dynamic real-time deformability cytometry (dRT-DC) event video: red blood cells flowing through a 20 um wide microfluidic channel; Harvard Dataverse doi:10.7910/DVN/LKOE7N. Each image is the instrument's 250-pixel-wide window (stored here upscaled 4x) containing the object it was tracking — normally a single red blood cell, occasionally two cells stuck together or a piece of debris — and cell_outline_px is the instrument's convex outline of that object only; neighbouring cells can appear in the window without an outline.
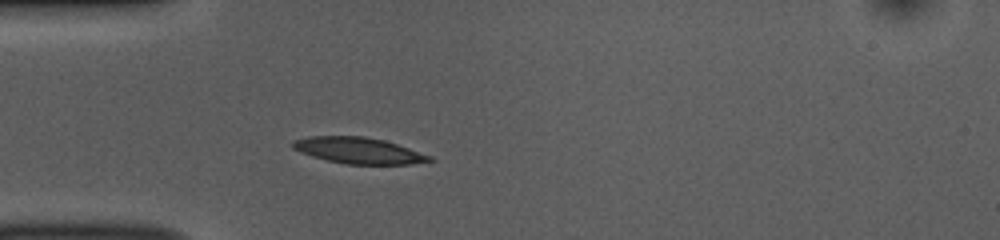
{"species": "common noctule bat (a hibernating species)", "species_latin": "Nyctalus noctula", "temperature_condition": "room temperature", "stored_images_in_passage": 38, "camera_frame_rate_fps": 3000, "um_per_image_px": 0.085, "animal": {"sex": "female", "body_mass_g": 10.0, "forearm_length_mm": 53.1}, "frame": {"image": 1, "passage_image": 1, "time_ms": 0.0, "image_size_px": [1000, 240], "cell_outline_px": [[436, 160], [408, 164], [344, 164], [312, 156], [300, 152], [292, 148], [292, 140], [308, 136], [364, 136], [384, 140], [432, 156]], "centroid_in_image_um": [30.45, 12.79], "position_along_channel_um": 54.5, "area_um2": 20.81}}
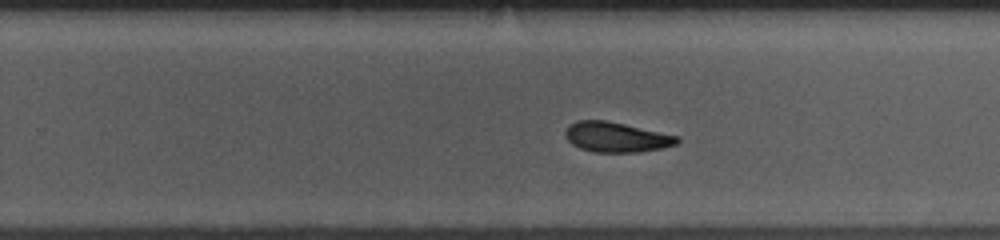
{"frame": {"image": 2, "passage_image": 19, "time_ms": 6.0, "image_size_px": [1000, 240], "cell_outline_px": [[680, 140], [676, 144], [664, 148], [640, 152], [596, 152], [580, 148], [572, 144], [564, 136], [564, 132], [568, 124], [576, 120], [604, 120], [624, 124], [680, 136]], "centroid_in_image_um": [52.38, 11.65], "position_along_channel_um": 277.4, "area_um2": 19.71}}
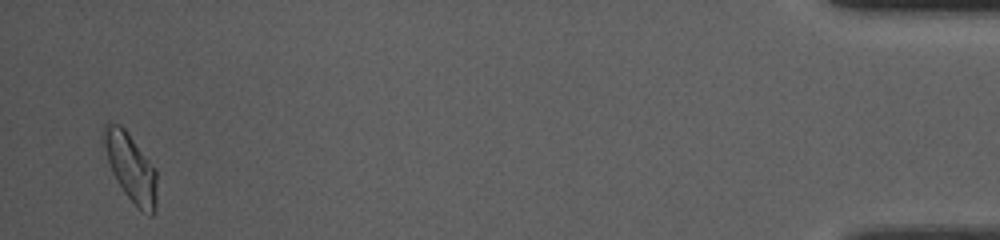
{"frame": {"image": 3, "passage_image": 37, "time_ms": 12.0, "image_size_px": [1000, 240], "cell_outline_px": [[156, 208], [152, 216], [140, 212], [124, 192], [116, 180], [112, 172], [100, 140], [104, 124], [108, 120], [120, 124], [124, 128], [156, 168]], "centroid_in_image_um": [11.08, 14.2], "position_along_channel_um": 424.1, "area_um2": 21.62}, "authors_computed_cell_mechanics": {"area_um2": 20.1722, "velocity_mm_per_s": 3.8229, "shape_relaxation_time_tau1_ms": 2.4684, "shape_relaxation_time_tau2_ms": 2.9744, "deformation_change_tau1": 0.118, "deformation_change_tau2": 0.0985}}